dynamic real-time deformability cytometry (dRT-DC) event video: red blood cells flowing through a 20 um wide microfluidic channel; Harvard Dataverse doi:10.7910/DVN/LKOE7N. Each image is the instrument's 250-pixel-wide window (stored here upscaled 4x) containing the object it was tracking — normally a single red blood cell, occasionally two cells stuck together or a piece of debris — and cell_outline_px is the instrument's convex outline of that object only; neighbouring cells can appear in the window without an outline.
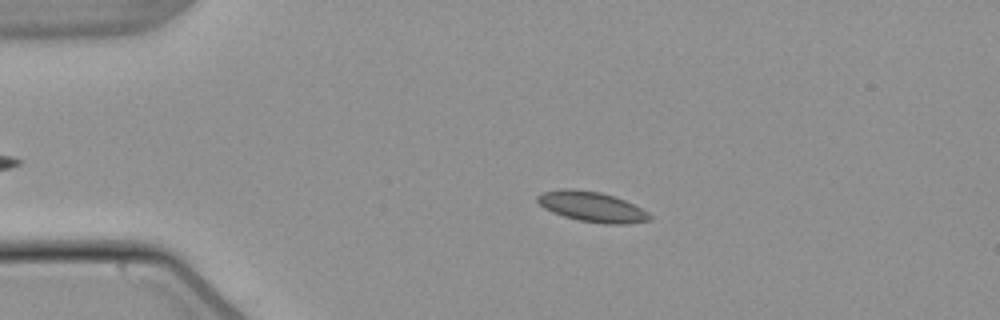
{"species": "common noctule bat (a hibernating species)", "species_latin": "Nyctalus noctula", "temperature_condition": "warm", "stored_images_in_passage": 47, "camera_frame_rate_fps": 3000, "um_per_image_px": 0.085, "animal": {"sex": "male", "body_mass_g": 21.5, "forearm_length_mm": 52.0}, "frame": {"image": 1, "passage_image": 11, "time_ms": 3.333, "image_size_px": [1000, 320], "cell_outline_px": [[652, 220], [624, 224], [604, 224], [580, 220], [564, 216], [552, 212], [544, 208], [536, 200], [536, 196], [544, 192], [564, 188], [572, 188], [600, 192], [624, 200], [648, 212], [652, 216]], "centroid_in_image_um": [50.31, 17.57], "position_along_channel_um": 34.7, "area_um2": 19.59}}
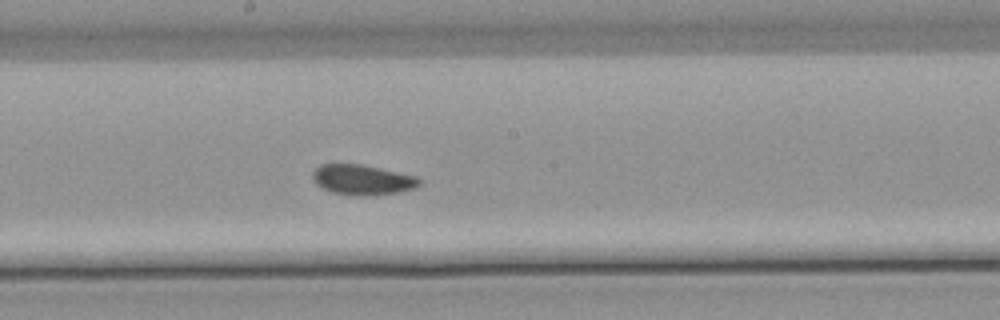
{"frame": {"image": 2, "passage_image": 29, "time_ms": 9.333, "image_size_px": [1000, 320], "cell_outline_px": [[420, 184], [416, 188], [400, 192], [364, 196], [356, 196], [332, 192], [316, 184], [312, 180], [312, 172], [320, 164], [360, 164], [416, 176], [420, 180]], "centroid_in_image_um": [30.79, 15.28], "position_along_channel_um": 217.4, "area_um2": 18.73}}
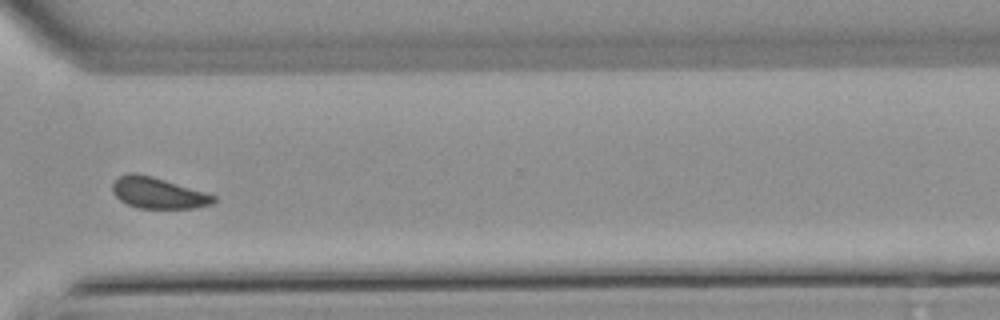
{"frame": {"image": 3, "passage_image": 40, "time_ms": 13.0, "image_size_px": [1000, 320], "cell_outline_px": [[216, 200], [212, 204], [192, 208], [136, 208], [120, 200], [112, 192], [112, 184], [120, 176], [128, 172], [136, 172], [152, 176], [204, 192], [216, 196]], "centroid_in_image_um": [13.4, 16.4], "position_along_channel_um": 357.2, "area_um2": 18.21}, "authors_computed_cell_mechanics": {"area_um2": 18.785, "velocity_mm_per_s": 3.7988, "shape_relaxation_time_tau1_ms": null, "shape_relaxation_time_tau2_ms": 1.8981, "deformation_change_tau1": null, "deformation_change_tau2": 0.0563}}